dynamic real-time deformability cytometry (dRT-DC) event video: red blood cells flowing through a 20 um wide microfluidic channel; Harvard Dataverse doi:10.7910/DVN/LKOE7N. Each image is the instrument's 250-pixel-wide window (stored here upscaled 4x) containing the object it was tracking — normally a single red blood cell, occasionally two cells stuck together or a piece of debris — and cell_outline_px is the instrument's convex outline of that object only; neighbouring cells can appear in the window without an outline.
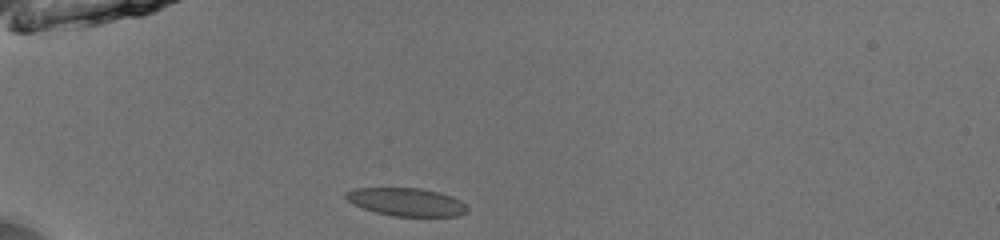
{"species": "common noctule bat (a hibernating species)", "species_latin": "Nyctalus noctula", "temperature_condition": "room temperature", "stored_images_in_passage": 37, "camera_frame_rate_fps": 3000, "um_per_image_px": 0.085, "animal": {"sex": "male", "body_mass_g": 13.0, "forearm_length_mm": 53.1}, "frame": {"image": 1, "passage_image": 1, "time_ms": 0.0, "image_size_px": [1000, 240], "cell_outline_px": [[468, 212], [456, 216], [392, 216], [376, 212], [352, 204], [344, 196], [344, 192], [352, 188], [420, 188], [440, 192], [452, 196], [460, 200], [468, 208]], "centroid_in_image_um": [34.53, 17.16], "position_along_channel_um": 50.5, "area_um2": 19.94}}
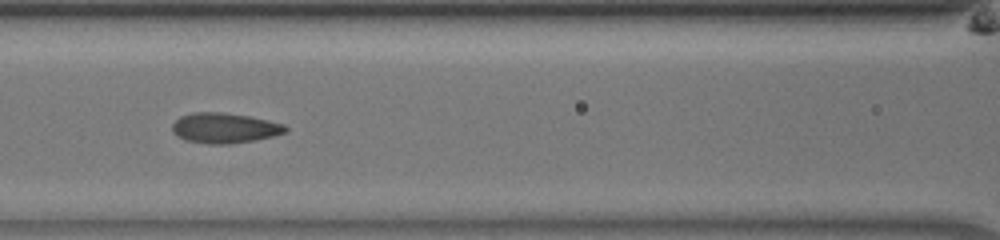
{"frame": {"image": 2, "passage_image": 10, "time_ms": 3.0, "image_size_px": [1000, 240], "cell_outline_px": [[288, 132], [256, 140], [228, 144], [208, 144], [184, 140], [176, 136], [172, 132], [172, 124], [180, 116], [192, 112], [224, 112], [248, 116], [268, 120], [284, 124], [288, 128]], "centroid_in_image_um": [19.07, 10.88], "position_along_channel_um": 147.5, "area_um2": 20.17}}
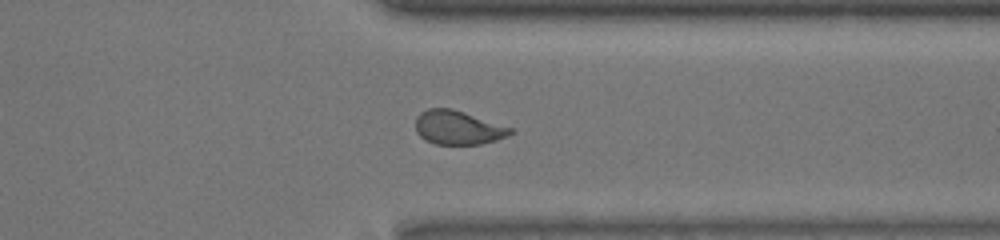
{"frame": {"image": 3, "passage_image": 27, "time_ms": 8.667, "image_size_px": [1000, 240], "cell_outline_px": [[516, 132], [508, 136], [496, 140], [480, 144], [436, 144], [420, 136], [416, 132], [416, 116], [420, 112], [428, 108], [452, 108], [512, 128]], "centroid_in_image_um": [38.93, 10.84], "position_along_channel_um": 372.5, "area_um2": 18.67}, "authors_computed_cell_mechanics": {"area_um2": 19.363, "velocity_mm_per_s": 3.9745, "shape_relaxation_time_tau1_ms": 5.0982, "shape_relaxation_time_tau2_ms": 0.9969, "deformation_change_tau1": 0.1498, "deformation_change_tau2": 0.0662}}